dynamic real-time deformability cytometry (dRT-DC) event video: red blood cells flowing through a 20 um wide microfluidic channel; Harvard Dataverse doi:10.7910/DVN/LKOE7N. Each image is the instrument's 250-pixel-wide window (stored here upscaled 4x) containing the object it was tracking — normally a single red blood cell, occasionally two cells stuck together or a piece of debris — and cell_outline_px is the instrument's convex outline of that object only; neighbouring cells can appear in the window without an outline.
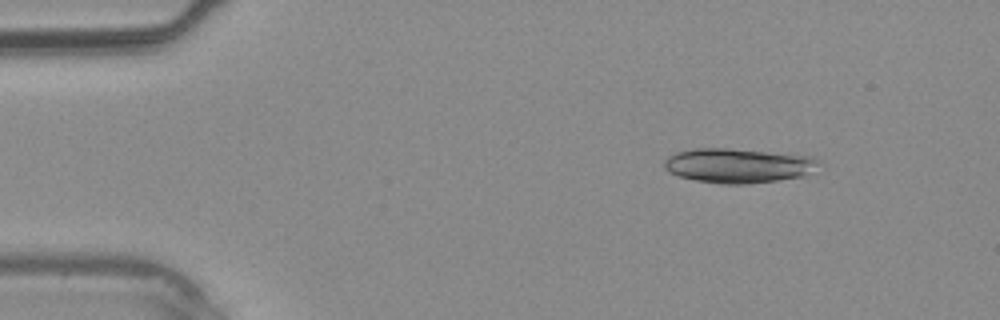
{"species": "common noctule bat (a hibernating species)", "species_latin": "Nyctalus noctula", "temperature_condition": "warm", "stored_images_in_passage": 38, "camera_frame_rate_fps": 3000, "um_per_image_px": 0.085, "animal": {"sex": "male", "body_mass_g": 20.4}, "frame": {"image": 1, "passage_image": 5, "time_ms": 1.333, "image_size_px": [1000, 320], "cell_outline_px": [[816, 160], [804, 176], [776, 180], [744, 184], [720, 184], [696, 180], [680, 176], [668, 172], [664, 168], [664, 160], [668, 156], [676, 152], [692, 148], [728, 148], [812, 156]], "centroid_in_image_um": [62.61, 14.06], "position_along_channel_um": 22.4, "area_um2": 30.58}}